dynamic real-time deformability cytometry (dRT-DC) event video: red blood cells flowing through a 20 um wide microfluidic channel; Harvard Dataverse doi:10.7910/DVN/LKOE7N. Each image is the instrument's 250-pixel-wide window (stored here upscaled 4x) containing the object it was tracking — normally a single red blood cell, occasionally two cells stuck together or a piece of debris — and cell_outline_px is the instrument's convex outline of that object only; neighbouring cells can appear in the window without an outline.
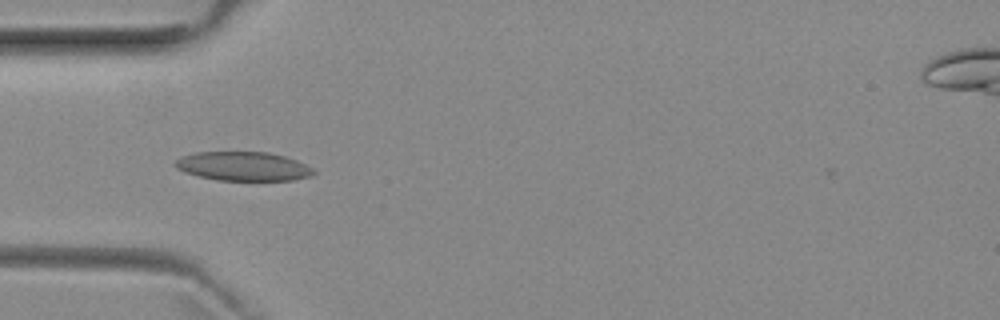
{"species": "common noctule bat (a hibernating species)", "species_latin": "Nyctalus noctula", "temperature_condition": "room temperature", "stored_images_in_passage": 39, "camera_frame_rate_fps": 3000, "um_per_image_px": 0.085, "animal": {"sex": "female", "body_mass_g": 29.2, "forearm_length_mm": 56.3}, "frame": {"image": 1, "passage_image": 2, "time_ms": 0.333, "image_size_px": [1000, 320], "cell_outline_px": [[316, 172], [312, 176], [292, 180], [216, 180], [184, 172], [176, 168], [172, 164], [180, 156], [196, 152], [268, 152], [284, 156], [296, 160], [312, 168]], "centroid_in_image_um": [20.64, 14.13], "position_along_channel_um": 64.4, "area_um2": 23.41}}
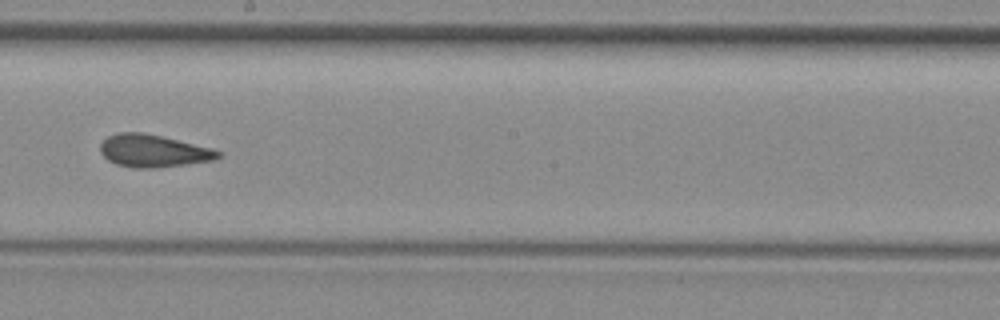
{"frame": {"image": 2, "passage_image": 15, "time_ms": 4.667, "image_size_px": [1000, 320], "cell_outline_px": [[220, 156], [216, 160], [160, 168], [132, 168], [116, 164], [108, 160], [100, 152], [100, 144], [108, 136], [120, 132], [140, 132], [160, 136], [212, 148], [220, 152]], "centroid_in_image_um": [13.02, 12.84], "position_along_channel_um": 235.2, "area_um2": 22.31}}
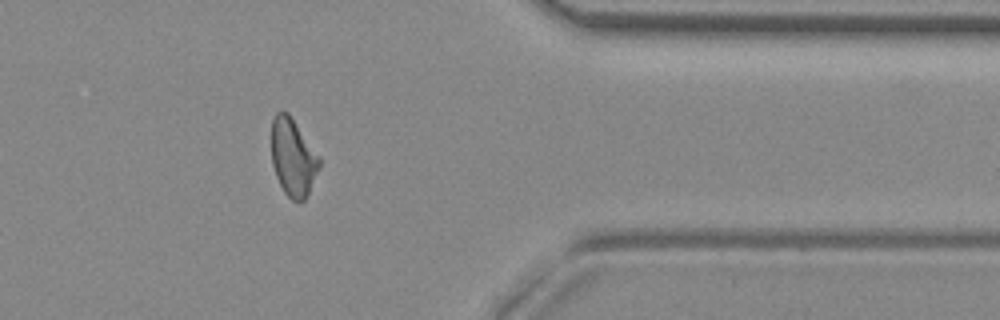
{"frame": {"image": 3, "passage_image": 28, "time_ms": 9.0, "image_size_px": [1000, 320], "cell_outline_px": [[320, 164], [308, 192], [304, 200], [300, 204], [292, 200], [284, 192], [276, 176], [272, 164], [272, 120], [276, 112], [288, 112], [320, 156]], "centroid_in_image_um": [24.9, 13.38], "position_along_channel_um": 386.5, "area_um2": 21.44}, "authors_computed_cell_mechanics": {"area_um2": 21.964, "velocity_mm_per_s": 3.9484, "shape_relaxation_time_tau1_ms": null, "shape_relaxation_time_tau2_ms": 3.47, "deformation_change_tau1": null, "deformation_change_tau2": 0.1069}}